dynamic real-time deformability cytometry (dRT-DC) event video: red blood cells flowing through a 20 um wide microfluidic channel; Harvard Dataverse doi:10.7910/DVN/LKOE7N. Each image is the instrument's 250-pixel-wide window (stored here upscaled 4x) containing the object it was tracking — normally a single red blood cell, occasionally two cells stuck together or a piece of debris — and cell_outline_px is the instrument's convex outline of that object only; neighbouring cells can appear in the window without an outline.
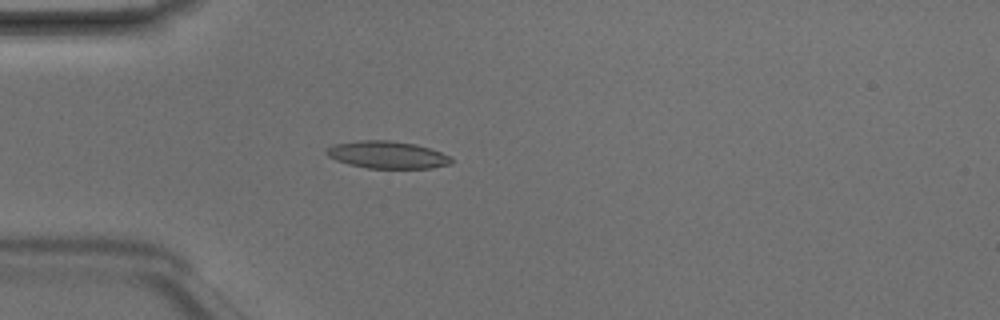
{"species": "Egyptian fruit bat (a non-hibernating species)", "species_latin": "Rousettus aegyptiacus", "temperature_condition": "room temperature", "stored_images_in_passage": 3, "camera_frame_rate_fps": 3000, "um_per_image_px": 0.085, "animal": {"sex": "male"}, "frame": {"image": 1, "passage_image": 3, "time_ms": 0.667, "image_size_px": [1000, 320], "cell_outline_px": [[452, 164], [432, 168], [368, 168], [348, 164], [336, 160], [328, 156], [324, 152], [328, 148], [336, 144], [364, 140], [388, 140], [416, 144], [452, 156]], "centroid_in_image_um": [32.95, 13.17], "position_along_channel_um": 52.0, "area_um2": 19.77}}